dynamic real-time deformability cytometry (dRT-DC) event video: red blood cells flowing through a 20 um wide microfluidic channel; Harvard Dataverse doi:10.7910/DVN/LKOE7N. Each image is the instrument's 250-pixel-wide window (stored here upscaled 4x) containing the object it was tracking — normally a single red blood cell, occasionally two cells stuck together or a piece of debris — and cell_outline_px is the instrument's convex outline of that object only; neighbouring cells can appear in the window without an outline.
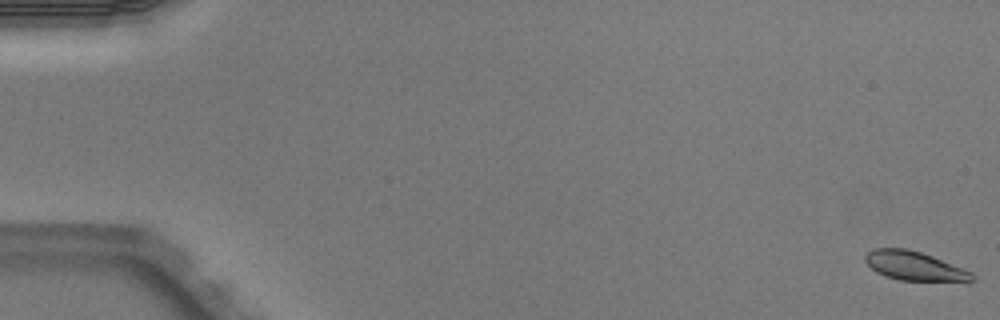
{"species": "Egyptian fruit bat (a non-hibernating species)", "species_latin": "Rousettus aegyptiacus", "temperature_condition": "warm", "stored_images_in_passage": 6, "camera_frame_rate_fps": 3000, "um_per_image_px": 0.085, "animal": {"sex": "male"}, "frame": {"image": 1, "passage_image": 1, "time_ms": 0.0, "image_size_px": [1000, 320], "cell_outline_px": [[976, 280], [968, 284], [900, 280], [884, 276], [876, 272], [864, 260], [864, 256], [872, 248], [908, 248], [932, 256], [972, 272], [976, 276]], "centroid_in_image_um": [77.84, 22.66], "position_along_channel_um": 7.2, "area_um2": 18.9}}
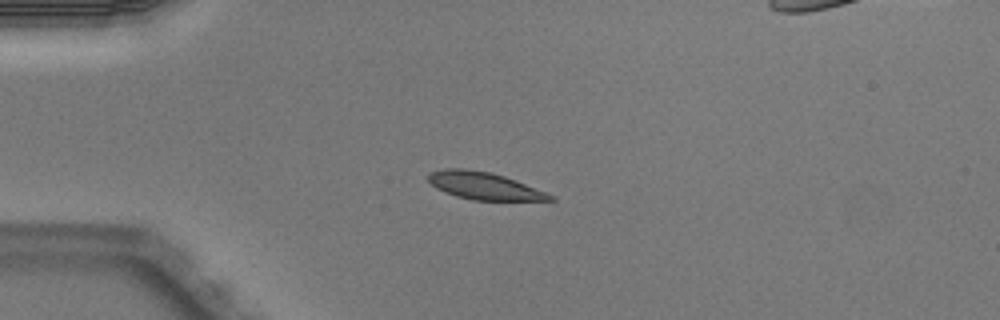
{"frame": {"image": 2, "passage_image": 4, "time_ms": 1.0, "image_size_px": [1000, 320], "cell_outline_px": [[556, 200], [472, 200], [456, 196], [444, 192], [436, 188], [428, 180], [428, 176], [432, 172], [444, 168], [464, 168], [492, 172], [516, 180], [556, 196]], "centroid_in_image_um": [41.17, 15.79], "position_along_channel_um": 43.8, "area_um2": 19.42}}